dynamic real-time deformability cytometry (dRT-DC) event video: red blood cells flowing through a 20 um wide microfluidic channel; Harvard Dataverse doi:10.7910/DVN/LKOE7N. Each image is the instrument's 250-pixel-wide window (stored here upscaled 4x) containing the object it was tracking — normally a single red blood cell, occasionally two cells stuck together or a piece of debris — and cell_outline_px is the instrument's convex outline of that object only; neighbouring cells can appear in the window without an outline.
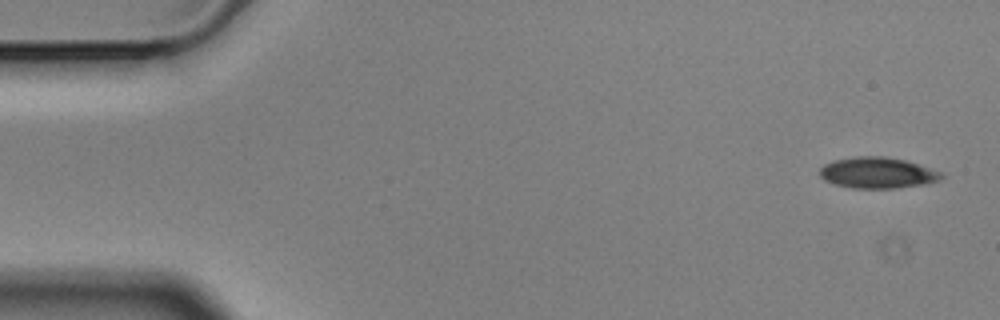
{"species": "Egyptian fruit bat (a non-hibernating species)", "species_latin": "Rousettus aegyptiacus", "temperature_condition": "cold", "stored_images_in_passage": 8, "camera_frame_rate_fps": 3000, "um_per_image_px": 0.085, "animal": {"sex": "male"}, "frame": {"image": 1, "passage_image": 1, "time_ms": 0.0, "image_size_px": [1000, 320], "cell_outline_px": [[944, 176], [940, 180], [924, 184], [896, 188], [852, 188], [836, 184], [824, 180], [820, 176], [820, 168], [824, 164], [832, 160], [856, 156], [884, 156], [904, 160], [940, 172]], "centroid_in_image_um": [74.54, 14.68], "position_along_channel_um": 10.5, "area_um2": 21.85}}
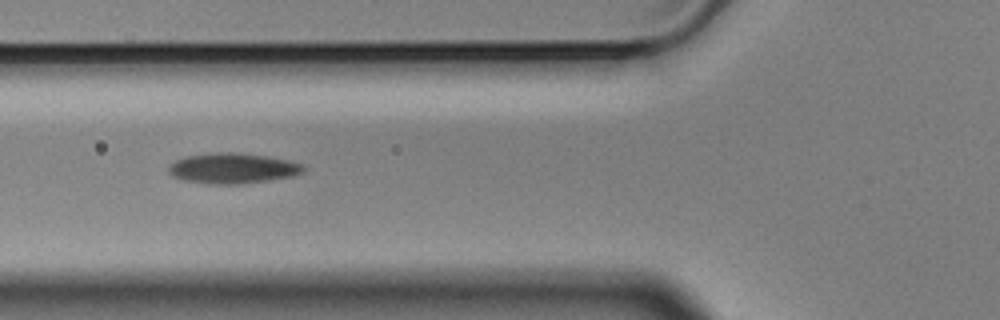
{"frame": {"image": 2, "passage_image": 6, "time_ms": 1.667, "image_size_px": [1000, 320], "cell_outline_px": [[304, 172], [292, 176], [268, 180], [240, 184], [216, 184], [184, 180], [172, 176], [168, 172], [168, 168], [176, 160], [188, 156], [220, 152], [232, 152], [264, 156], [288, 160], [304, 164]], "centroid_in_image_um": [19.8, 14.31], "position_along_channel_um": 106.0, "area_um2": 23.52}}
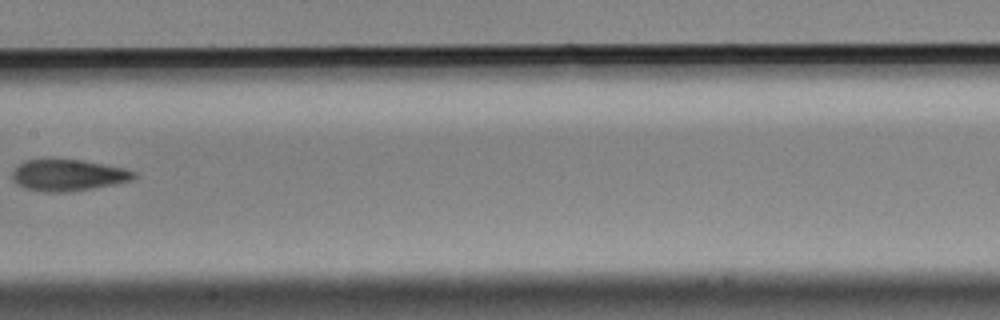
{"frame": {"image": 3, "passage_image": 8, "time_ms": 2.333, "image_size_px": [1000, 320], "cell_outline_px": [[136, 176], [132, 180], [116, 184], [72, 192], [44, 192], [24, 188], [16, 184], [12, 180], [12, 172], [24, 160], [48, 156], [84, 160], [124, 168], [136, 172]], "centroid_in_image_um": [5.75, 14.85], "position_along_channel_um": 201.7, "area_um2": 23.24}}